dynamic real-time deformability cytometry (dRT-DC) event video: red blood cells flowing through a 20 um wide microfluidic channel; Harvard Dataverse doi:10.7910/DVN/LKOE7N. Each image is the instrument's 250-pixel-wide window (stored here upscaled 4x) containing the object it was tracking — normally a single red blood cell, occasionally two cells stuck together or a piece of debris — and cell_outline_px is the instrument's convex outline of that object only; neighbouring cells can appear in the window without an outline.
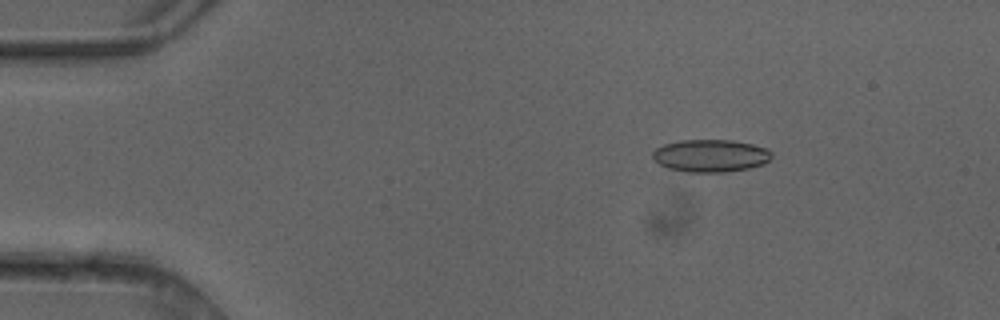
{"species": "common noctule bat (a hibernating species)", "species_latin": "Nyctalus noctula", "temperature_condition": "cold", "stored_images_in_passage": 4, "camera_frame_rate_fps": 3000, "um_per_image_px": 0.085, "animal": {"sex": "female"}, "frame": {"image": 1, "passage_image": 2, "time_ms": 0.333, "image_size_px": [1000, 320], "cell_outline_px": [[772, 156], [764, 164], [748, 168], [724, 172], [688, 172], [668, 168], [660, 164], [652, 156], [652, 152], [656, 148], [664, 144], [680, 140], [732, 140], [752, 144], [768, 148], [772, 152]], "centroid_in_image_um": [60.41, 13.23], "position_along_channel_um": 24.6, "area_um2": 22.54}}